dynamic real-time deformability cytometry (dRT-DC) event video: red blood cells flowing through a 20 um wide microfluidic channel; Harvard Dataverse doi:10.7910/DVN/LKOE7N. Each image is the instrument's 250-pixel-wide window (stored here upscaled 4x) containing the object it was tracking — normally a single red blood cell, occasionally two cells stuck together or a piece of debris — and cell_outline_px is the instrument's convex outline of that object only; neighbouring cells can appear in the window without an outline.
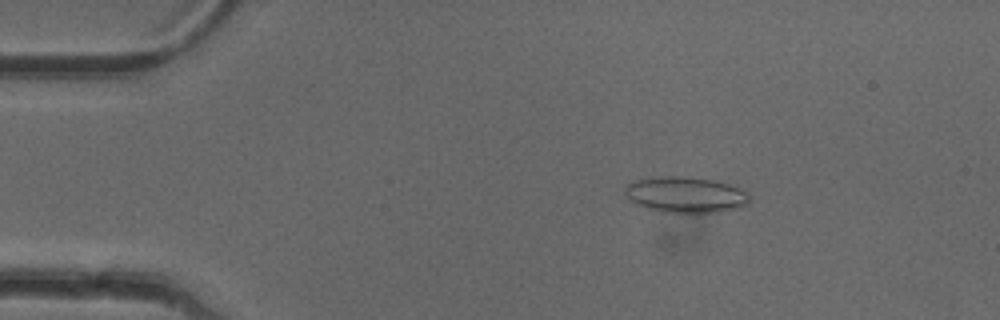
{"species": "common noctule bat (a hibernating species)", "species_latin": "Nyctalus noctula", "temperature_condition": "cold", "stored_images_in_passage": 52, "camera_frame_rate_fps": 3000, "um_per_image_px": 0.085, "animal": {"sex": "female"}, "frame": {"image": 1, "passage_image": 9, "time_ms": 2.667, "image_size_px": [1000, 320], "cell_outline_px": [[752, 196], [748, 204], [736, 208], [716, 212], [660, 212], [636, 204], [624, 192], [624, 188], [632, 180], [656, 176], [684, 176], [716, 180], [728, 184], [748, 192]], "centroid_in_image_um": [58.28, 16.53], "position_along_channel_um": 26.7, "area_um2": 26.18}}
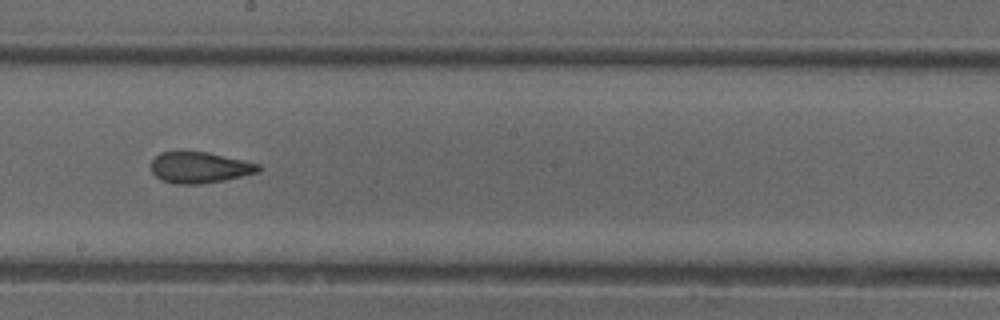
{"frame": {"image": 2, "passage_image": 29, "time_ms": 9.333, "image_size_px": [1000, 320], "cell_outline_px": [[260, 172], [224, 180], [200, 184], [176, 184], [160, 180], [152, 172], [152, 160], [160, 152], [180, 148], [208, 152], [260, 164]], "centroid_in_image_um": [16.92, 14.2], "position_along_channel_um": 231.3, "area_um2": 20.06}}
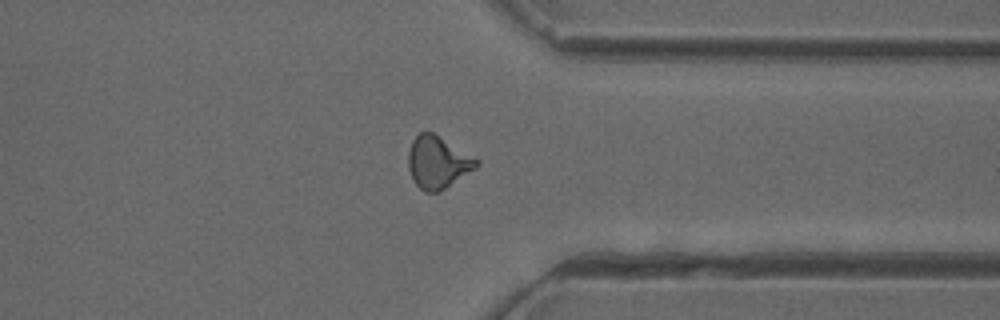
{"frame": {"image": 3, "passage_image": 40, "time_ms": 13.0, "image_size_px": [1000, 320], "cell_outline_px": [[480, 164], [476, 168], [444, 188], [436, 192], [424, 192], [412, 180], [408, 168], [408, 152], [412, 140], [420, 132], [432, 132], [480, 160]], "centroid_in_image_um": [37.19, 13.79], "position_along_channel_um": 374.2, "area_um2": 20.58}, "authors_computed_cell_mechanics": {"area_um2": 20.4323, "velocity_mm_per_s": 3.9994, "shape_relaxation_time_tau1_ms": 8.4667, "shape_relaxation_time_tau2_ms": 1.5002, "deformation_change_tau1": 0.1921, "deformation_change_tau2": 0.0682}}